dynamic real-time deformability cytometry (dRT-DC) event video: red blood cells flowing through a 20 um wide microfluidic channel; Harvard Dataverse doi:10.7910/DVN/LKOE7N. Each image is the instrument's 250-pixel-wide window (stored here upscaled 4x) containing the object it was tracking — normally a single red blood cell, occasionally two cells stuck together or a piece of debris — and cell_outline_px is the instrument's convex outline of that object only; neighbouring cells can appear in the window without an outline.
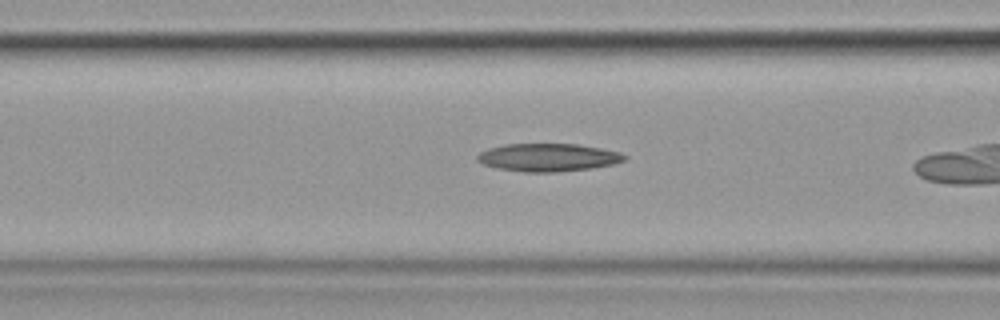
{"species": "common noctule bat (a hibernating species)", "species_latin": "Nyctalus noctula", "temperature_condition": "cold", "stored_images_in_passage": 8, "camera_frame_rate_fps": 3000, "um_per_image_px": 0.085, "animal": {"sex": "female", "body_mass_g": 19.9}, "frame": {"image": 1, "passage_image": 6, "time_ms": 1.667, "image_size_px": [1000, 320], "cell_outline_px": [[628, 156], [624, 160], [612, 164], [592, 168], [556, 172], [524, 172], [500, 168], [484, 164], [476, 160], [476, 156], [480, 152], [488, 148], [504, 144], [580, 144], [620, 152]], "centroid_in_image_um": [46.59, 13.37], "position_along_channel_um": 120.0, "area_um2": 23.87}}